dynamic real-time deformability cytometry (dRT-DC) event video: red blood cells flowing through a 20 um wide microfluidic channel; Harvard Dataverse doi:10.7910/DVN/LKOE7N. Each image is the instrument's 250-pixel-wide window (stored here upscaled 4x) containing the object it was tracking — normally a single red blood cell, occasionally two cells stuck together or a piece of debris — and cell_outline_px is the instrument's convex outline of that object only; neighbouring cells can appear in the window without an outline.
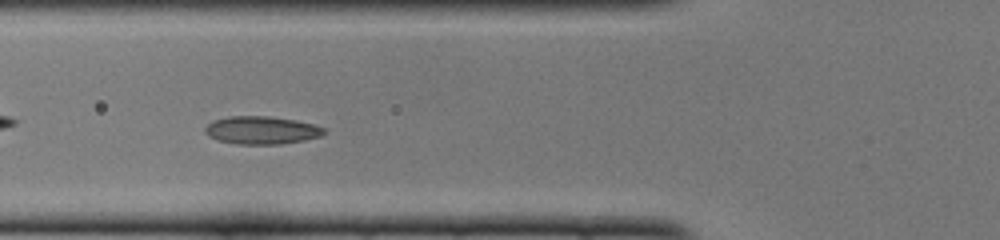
{"species": "common noctule bat (a hibernating species)", "species_latin": "Nyctalus noctula", "temperature_condition": "cold", "stored_images_in_passage": 38, "camera_frame_rate_fps": 3000, "um_per_image_px": 0.085, "animal": {"sex": "female", "body_mass_g": 22.0, "forearm_length_mm": 56.7}, "frame": {"image": 1, "passage_image": 6, "time_ms": 1.667, "image_size_px": [1000, 240], "cell_outline_px": [[328, 132], [320, 136], [304, 140], [280, 144], [236, 144], [216, 140], [208, 136], [204, 132], [204, 128], [212, 120], [228, 116], [268, 116], [296, 120], [316, 124], [324, 128]], "centroid_in_image_um": [22.22, 11.06], "position_along_channel_um": 103.6, "area_um2": 19.59}}
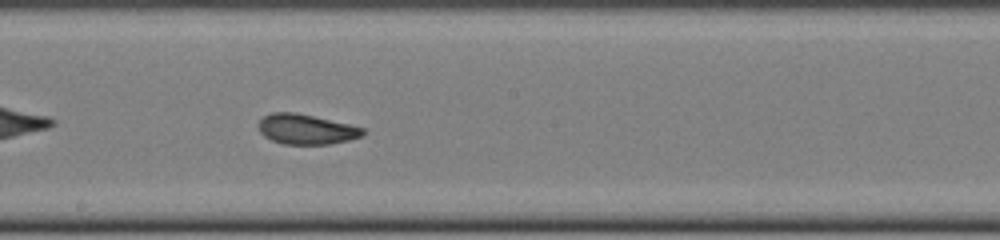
{"frame": {"image": 2, "passage_image": 15, "time_ms": 4.667, "image_size_px": [1000, 240], "cell_outline_px": [[364, 136], [348, 140], [328, 144], [284, 144], [272, 140], [264, 136], [260, 132], [260, 120], [264, 116], [272, 112], [296, 112], [348, 124], [364, 128]], "centroid_in_image_um": [26.03, 10.98], "position_along_channel_um": 222.2, "area_um2": 18.09}}
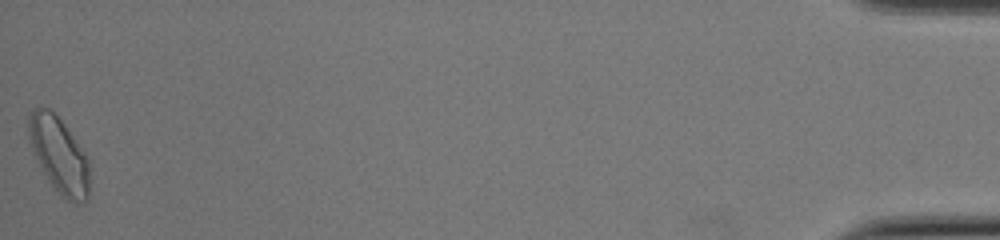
{"frame": {"image": 3, "passage_image": 38, "time_ms": 12.333, "image_size_px": [1000, 240], "cell_outline_px": [[88, 200], [84, 204], [72, 204], [64, 200], [52, 188], [32, 152], [28, 136], [28, 116], [32, 108], [40, 104], [48, 108], [64, 124], [88, 156]], "centroid_in_image_um": [5.0, 13.21], "position_along_channel_um": 430.2, "area_um2": 27.57}, "authors_computed_cell_mechanics": {"area_um2": 19.0451, "velocity_mm_per_s": 3.9641, "shape_relaxation_time_tau1_ms": 4.616, "shape_relaxation_time_tau2_ms": 1.4785, "deformation_change_tau1": 0.1005, "deformation_change_tau2": 0.0628}}